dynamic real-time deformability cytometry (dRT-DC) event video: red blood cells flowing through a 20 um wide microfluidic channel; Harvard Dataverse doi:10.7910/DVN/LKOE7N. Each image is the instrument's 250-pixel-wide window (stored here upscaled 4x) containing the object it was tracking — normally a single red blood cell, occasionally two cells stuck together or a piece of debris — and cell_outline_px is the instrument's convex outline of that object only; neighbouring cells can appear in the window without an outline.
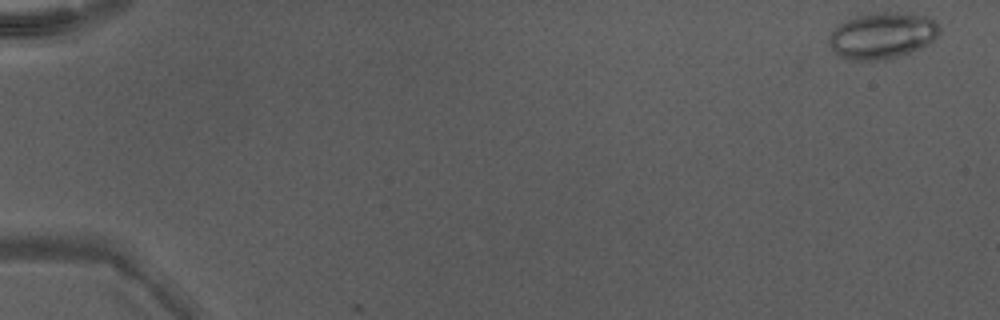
{"species": "Egyptian fruit bat (a non-hibernating species)", "species_latin": "Rousettus aegyptiacus", "temperature_condition": "warm", "stored_images_in_passage": 4, "camera_frame_rate_fps": 3000, "um_per_image_px": 0.085, "animal": {"sex": "male"}, "frame": {"image": 1, "passage_image": 1, "time_ms": 0.0, "image_size_px": [1000, 320], "cell_outline_px": [[940, 28], [936, 36], [928, 44], [920, 48], [892, 60], [848, 60], [840, 56], [828, 44], [828, 36], [840, 24], [856, 16], [876, 12], [896, 12], [928, 16], [936, 20]], "centroid_in_image_um": [75.01, 3.03], "position_along_channel_um": 10.0, "area_um2": 29.94}}